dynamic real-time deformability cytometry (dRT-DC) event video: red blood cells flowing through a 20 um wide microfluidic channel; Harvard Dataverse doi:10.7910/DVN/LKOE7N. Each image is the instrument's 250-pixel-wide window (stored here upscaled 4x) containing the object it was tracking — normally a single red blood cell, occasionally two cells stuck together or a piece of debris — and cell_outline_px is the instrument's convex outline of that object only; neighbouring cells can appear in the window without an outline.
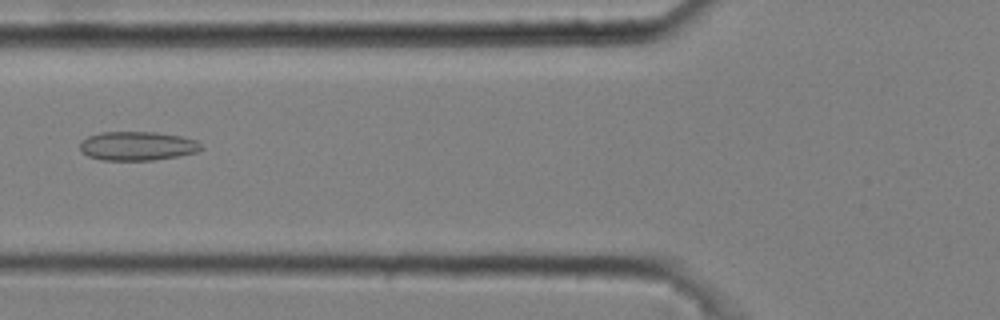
{"species": "common noctule bat (a hibernating species)", "species_latin": "Nyctalus noctula", "temperature_condition": "cold", "stored_images_in_passage": 6, "camera_frame_rate_fps": 3000, "um_per_image_px": 0.085, "animal": {"sex": "male", "body_mass_g": 20.4}, "frame": {"image": 1, "passage_image": 6, "time_ms": 1.667, "image_size_px": [1000, 320], "cell_outline_px": [[204, 148], [196, 152], [176, 156], [152, 160], [100, 160], [88, 156], [80, 152], [80, 140], [88, 136], [100, 132], [156, 132], [180, 136], [196, 140]], "centroid_in_image_um": [11.63, 12.4], "position_along_channel_um": 114.2, "area_um2": 20.52}}